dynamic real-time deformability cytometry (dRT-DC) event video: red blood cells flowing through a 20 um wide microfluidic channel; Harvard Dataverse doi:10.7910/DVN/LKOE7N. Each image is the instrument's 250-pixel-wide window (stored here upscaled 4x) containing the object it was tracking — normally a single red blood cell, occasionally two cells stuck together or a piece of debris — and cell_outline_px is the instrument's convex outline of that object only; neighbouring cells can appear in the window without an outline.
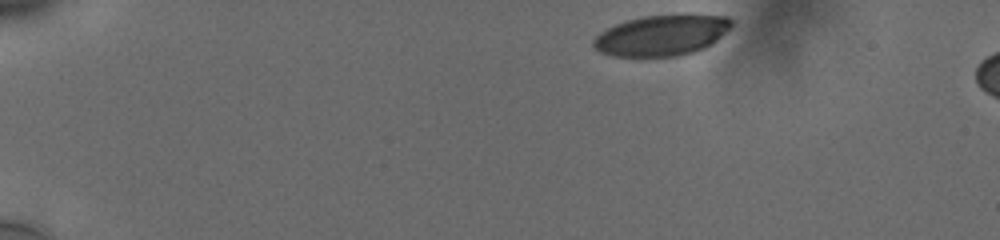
{"species": "human", "species_latin": "Homo sapiens", "temperature_condition": "cold", "stored_images_in_passage": 3, "camera_frame_rate_fps": 3000, "um_per_image_px": 0.085, "donor": {"sex": "male"}, "frame": {"image": 1, "passage_image": 1, "time_ms": 0.0, "image_size_px": [1000, 240], "cell_outline_px": [[732, 28], [716, 40], [704, 48], [696, 52], [680, 56], [612, 56], [600, 52], [592, 44], [592, 40], [600, 32], [616, 24], [628, 20], [644, 16], [692, 12], [728, 16], [732, 20]], "centroid_in_image_um": [56.32, 2.96], "position_along_channel_um": 28.7, "area_um2": 33.52}}